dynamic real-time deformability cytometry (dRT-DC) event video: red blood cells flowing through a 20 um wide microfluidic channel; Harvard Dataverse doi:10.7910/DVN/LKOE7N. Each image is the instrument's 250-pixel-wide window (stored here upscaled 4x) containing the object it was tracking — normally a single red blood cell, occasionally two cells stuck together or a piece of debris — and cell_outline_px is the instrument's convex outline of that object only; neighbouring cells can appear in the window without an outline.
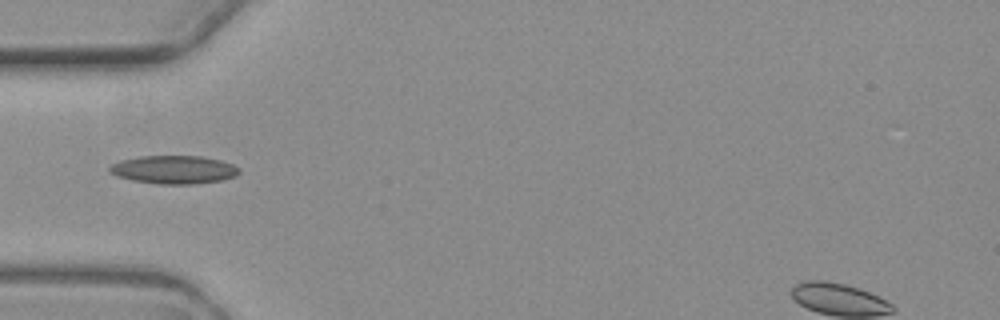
{"species": "common noctule bat (a hibernating species)", "species_latin": "Nyctalus noctula", "temperature_condition": "warm", "stored_images_in_passage": 6, "camera_frame_rate_fps": 3000, "um_per_image_px": 0.085, "animal": {"sex": "female", "body_mass_g": 19.3, "forearm_length_mm": 54.1}, "frame": {"image": 1, "passage_image": 1, "time_ms": 0.0, "image_size_px": [1000, 320], "cell_outline_px": [[240, 172], [236, 176], [224, 180], [192, 184], [160, 184], [132, 180], [116, 176], [108, 172], [108, 168], [112, 164], [120, 160], [140, 156], [200, 156], [220, 160], [232, 164], [240, 168]], "centroid_in_image_um": [14.77, 14.42], "position_along_channel_um": 70.2, "area_um2": 21.44}}
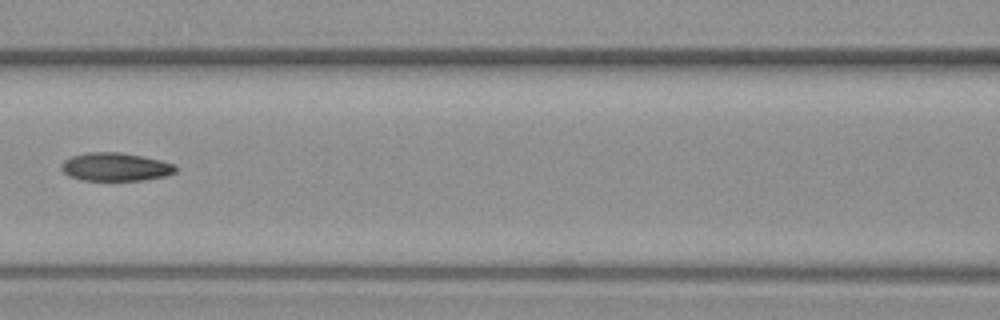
{"frame": {"image": 2, "passage_image": 3, "time_ms": 2.333, "image_size_px": [1000, 320], "cell_outline_px": [[180, 168], [176, 172], [164, 176], [144, 180], [80, 180], [68, 176], [60, 168], [60, 164], [64, 160], [72, 156], [88, 152], [120, 152], [160, 160], [176, 164]], "centroid_in_image_um": [9.82, 14.19], "position_along_channel_um": 156.8, "area_um2": 18.96}}
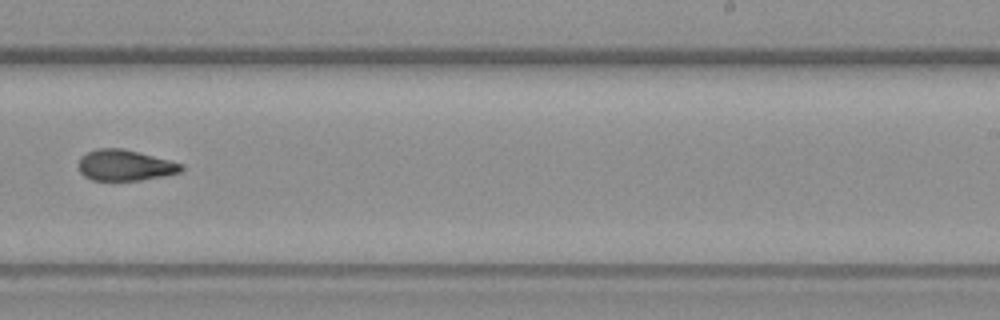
{"frame": {"image": 3, "passage_image": 6, "time_ms": 5.667, "image_size_px": [1000, 320], "cell_outline_px": [[184, 168], [180, 172], [164, 176], [140, 180], [92, 180], [84, 176], [80, 172], [80, 156], [88, 152], [100, 148], [120, 148], [184, 164]], "centroid_in_image_um": [10.63, 14.06], "position_along_channel_um": 278.4, "area_um2": 18.21}}